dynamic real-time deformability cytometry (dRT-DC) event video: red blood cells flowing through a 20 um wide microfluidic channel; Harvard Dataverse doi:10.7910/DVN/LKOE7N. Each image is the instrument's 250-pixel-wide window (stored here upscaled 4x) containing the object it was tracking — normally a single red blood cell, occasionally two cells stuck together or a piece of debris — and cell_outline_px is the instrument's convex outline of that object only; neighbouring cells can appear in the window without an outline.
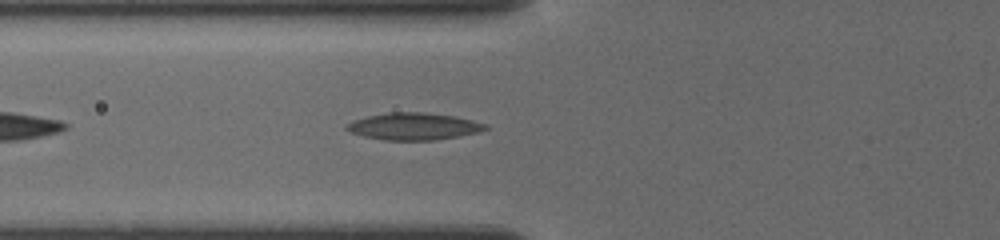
{"species": "common noctule bat (a hibernating species)", "species_latin": "Nyctalus noctula", "temperature_condition": "cold", "stored_images_in_passage": 39, "camera_frame_rate_fps": 3000, "um_per_image_px": 0.085, "animal": {"sex": "female", "body_mass_g": 19.5, "forearm_length_mm": 54.1}, "frame": {"image": 1, "passage_image": 20, "time_ms": 7.0, "image_size_px": [1000, 240], "cell_outline_px": [[488, 128], [480, 132], [436, 140], [384, 140], [364, 136], [352, 132], [344, 128], [348, 124], [356, 120], [368, 116], [388, 112], [424, 112], [456, 116], [472, 120], [484, 124]], "centroid_in_image_um": [35.19, 10.74], "position_along_channel_um": 90.6, "area_um2": 21.68}}
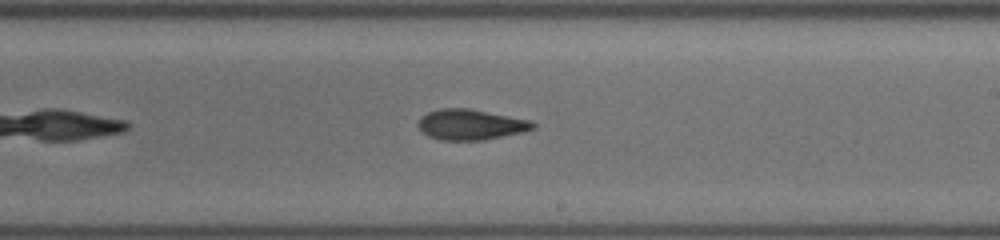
{"frame": {"image": 2, "passage_image": 31, "time_ms": 11.0, "image_size_px": [1000, 240], "cell_outline_px": [[536, 128], [520, 132], [484, 140], [440, 140], [428, 136], [416, 124], [420, 116], [428, 112], [440, 108], [468, 108], [528, 120], [536, 124]], "centroid_in_image_um": [39.95, 10.59], "position_along_channel_um": 249.0, "area_um2": 20.23}}
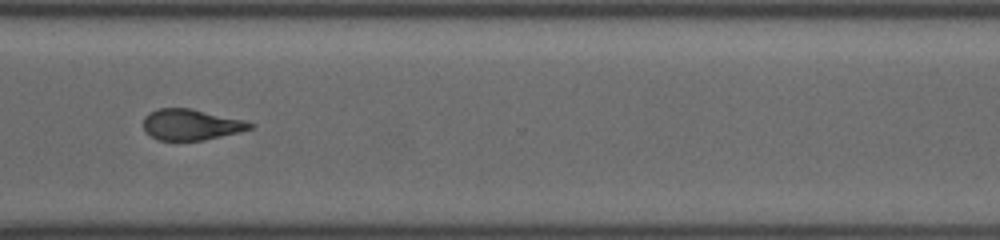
{"frame": {"image": 3, "passage_image": 38, "time_ms": 13.667, "image_size_px": [1000, 240], "cell_outline_px": [[252, 128], [204, 140], [156, 140], [144, 132], [144, 116], [148, 112], [160, 108], [192, 108], [244, 120], [252, 124]], "centroid_in_image_um": [16.16, 10.58], "position_along_channel_um": 354.4, "area_um2": 19.13}}